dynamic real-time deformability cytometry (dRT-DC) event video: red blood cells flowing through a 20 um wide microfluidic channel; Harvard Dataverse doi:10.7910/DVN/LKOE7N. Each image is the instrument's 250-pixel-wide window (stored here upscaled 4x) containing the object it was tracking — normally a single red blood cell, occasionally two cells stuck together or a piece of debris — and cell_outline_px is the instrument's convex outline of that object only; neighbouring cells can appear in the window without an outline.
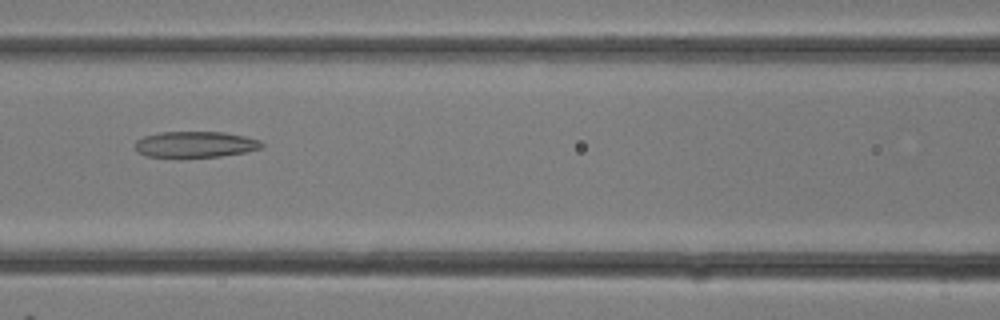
{"species": "common noctule bat (a hibernating species)", "species_latin": "Nyctalus noctula", "temperature_condition": "room temperature", "stored_images_in_passage": 8, "camera_frame_rate_fps": 3000, "um_per_image_px": 0.085, "animal": {"sex": "female"}, "frame": {"image": 1, "passage_image": 5, "time_ms": 1.333, "image_size_px": [1000, 320], "cell_outline_px": [[264, 148], [244, 152], [220, 156], [144, 156], [136, 152], [136, 140], [144, 136], [160, 132], [224, 132], [244, 136], [260, 140], [264, 144]], "centroid_in_image_um": [16.62, 12.26], "position_along_channel_um": 150.0, "area_um2": 19.02}}
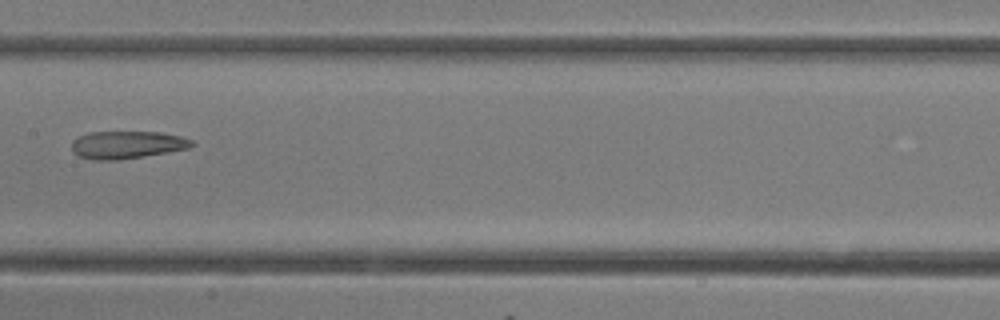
{"frame": {"image": 2, "passage_image": 7, "time_ms": 2.0, "image_size_px": [1000, 320], "cell_outline_px": [[196, 144], [188, 148], [144, 156], [120, 160], [92, 160], [80, 156], [72, 152], [72, 140], [88, 132], [160, 132], [180, 136], [192, 140]], "centroid_in_image_um": [10.78, 12.31], "position_along_channel_um": 196.6, "area_um2": 19.31}}